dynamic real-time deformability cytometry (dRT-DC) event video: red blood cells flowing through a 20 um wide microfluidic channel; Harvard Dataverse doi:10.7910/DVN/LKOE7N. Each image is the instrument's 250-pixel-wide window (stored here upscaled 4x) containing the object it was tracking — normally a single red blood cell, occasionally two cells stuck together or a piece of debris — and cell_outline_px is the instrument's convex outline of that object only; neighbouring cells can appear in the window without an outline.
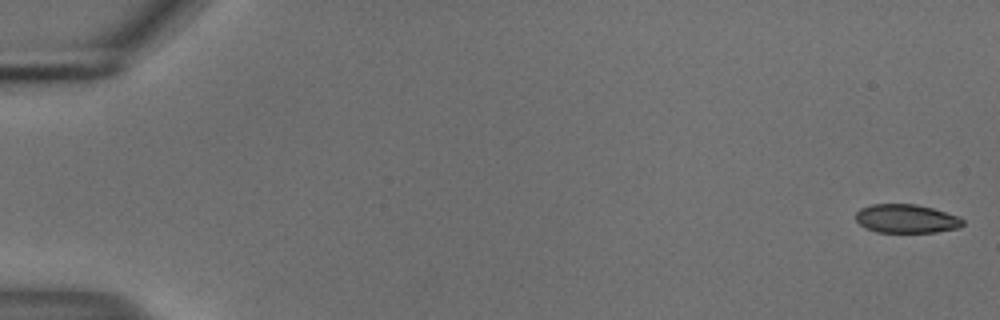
{"species": "common noctule bat (a hibernating species)", "species_latin": "Nyctalus noctula", "temperature_condition": "cold", "stored_images_in_passage": 56, "camera_frame_rate_fps": 3000, "um_per_image_px": 0.085, "animal": {"sex": "male", "body_mass_g": 18.8}, "frame": {"image": 1, "passage_image": 1, "time_ms": 0.0, "image_size_px": [1000, 320], "cell_outline_px": [[964, 224], [960, 228], [936, 232], [876, 232], [864, 228], [856, 220], [856, 212], [860, 208], [872, 204], [916, 204], [932, 208], [960, 216], [964, 220]], "centroid_in_image_um": [77.05, 18.59], "position_along_channel_um": 7.9, "area_um2": 18.09}}
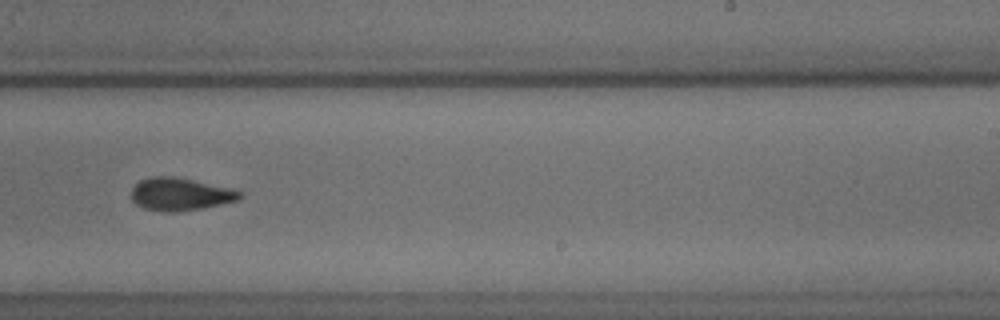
{"frame": {"image": 2, "passage_image": 35, "time_ms": 11.333, "image_size_px": [1000, 320], "cell_outline_px": [[244, 196], [236, 200], [204, 208], [176, 212], [164, 212], [144, 208], [136, 204], [132, 200], [132, 188], [140, 180], [152, 176], [172, 176], [232, 188], [240, 192]], "centroid_in_image_um": [15.31, 16.51], "position_along_channel_um": 273.7, "area_um2": 20.58}}
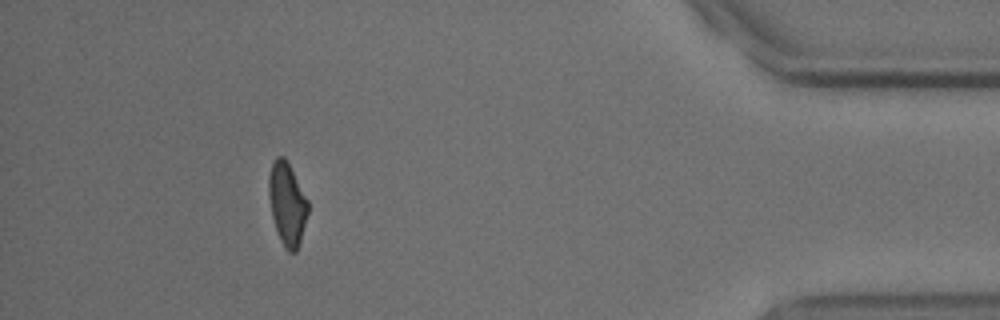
{"frame": {"image": 3, "passage_image": 50, "time_ms": 16.333, "image_size_px": [1000, 320], "cell_outline_px": [[308, 212], [300, 244], [296, 252], [288, 252], [284, 248], [276, 232], [272, 216], [268, 196], [268, 176], [272, 160], [276, 156], [284, 156], [308, 200]], "centroid_in_image_um": [24.39, 17.34], "position_along_channel_um": 410.8, "area_um2": 19.13}, "authors_computed_cell_mechanics": {"area_um2": 20.1144, "velocity_mm_per_s": 3.7257, "shape_relaxation_time_tau1_ms": 3.0439, "shape_relaxation_time_tau2_ms": 3.6549, "deformation_change_tau1": 0.1344, "deformation_change_tau2": 0.0655}}